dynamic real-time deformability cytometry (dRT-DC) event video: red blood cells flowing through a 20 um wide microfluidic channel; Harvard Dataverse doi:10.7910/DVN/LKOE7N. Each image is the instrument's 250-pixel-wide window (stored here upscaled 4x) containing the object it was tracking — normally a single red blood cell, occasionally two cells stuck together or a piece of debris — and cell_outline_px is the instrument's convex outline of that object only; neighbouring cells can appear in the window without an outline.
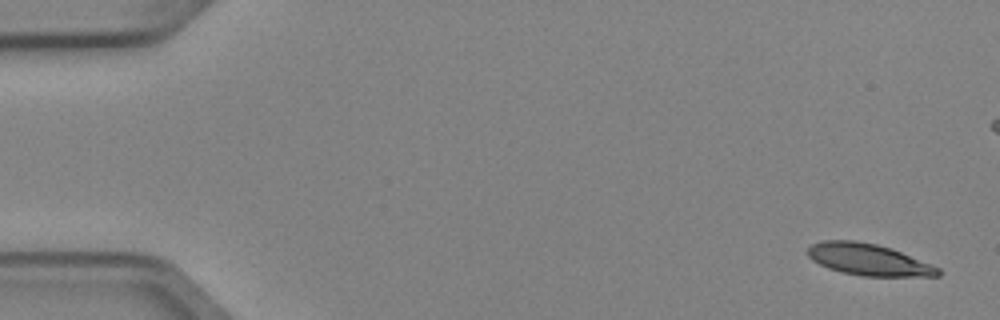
{"species": "Egyptian fruit bat (a non-hibernating species)", "species_latin": "Rousettus aegyptiacus", "temperature_condition": "cold", "stored_images_in_passage": 8, "camera_frame_rate_fps": 3000, "um_per_image_px": 0.085, "animal": {"sex": "female"}, "frame": {"image": 1, "passage_image": 1, "time_ms": 0.0, "image_size_px": [1000, 320], "cell_outline_px": [[940, 276], [860, 276], [828, 268], [812, 260], [808, 256], [808, 248], [812, 244], [820, 240], [856, 240], [876, 244], [892, 248], [932, 264], [940, 268]], "centroid_in_image_um": [73.83, 22.05], "position_along_channel_um": 11.2, "area_um2": 24.1}}
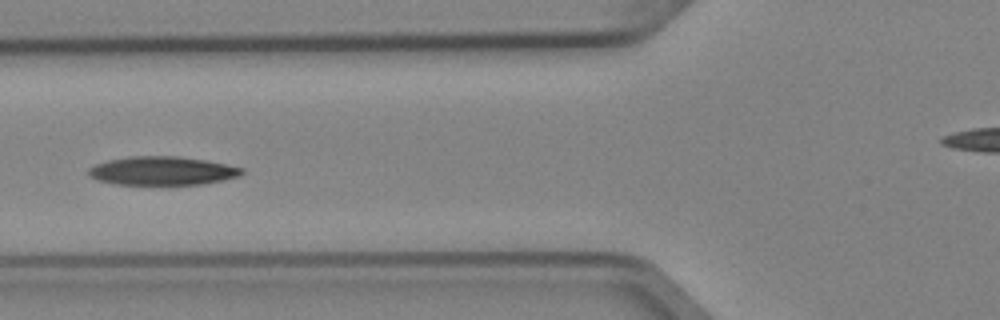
{"frame": {"image": 2, "passage_image": 6, "time_ms": 1.667, "image_size_px": [1000, 320], "cell_outline_px": [[244, 172], [240, 176], [224, 180], [204, 184], [116, 184], [96, 180], [88, 176], [88, 168], [96, 164], [108, 160], [128, 156], [176, 156], [204, 160], [244, 168]], "centroid_in_image_um": [13.77, 14.52], "position_along_channel_um": 112.0, "area_um2": 25.55}}